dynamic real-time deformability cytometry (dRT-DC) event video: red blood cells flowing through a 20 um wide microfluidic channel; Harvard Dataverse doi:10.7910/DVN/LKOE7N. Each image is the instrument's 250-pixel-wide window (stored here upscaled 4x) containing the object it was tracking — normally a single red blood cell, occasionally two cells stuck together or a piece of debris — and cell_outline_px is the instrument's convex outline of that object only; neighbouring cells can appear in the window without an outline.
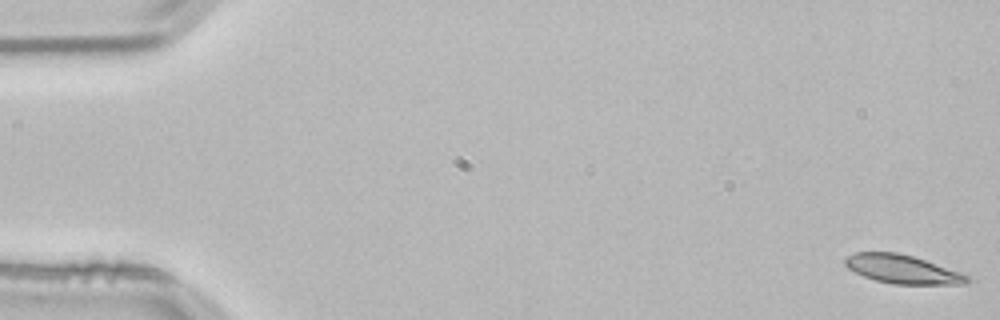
{"species": "common noctule bat (a hibernating species)", "species_latin": "Nyctalus noctula", "temperature_condition": "room temperature", "stored_images_in_passage": 54, "camera_frame_rate_fps": 3000, "um_per_image_px": 0.085, "animal": {"sex": "male", "body_mass_g": 21.5, "forearm_length_mm": 52.0}, "frame": {"image": 1, "passage_image": 1, "time_ms": 0.0, "image_size_px": [1000, 320], "cell_outline_px": [[972, 280], [964, 284], [892, 284], [876, 280], [864, 276], [848, 268], [844, 264], [844, 260], [848, 256], [856, 252], [896, 252], [912, 256], [972, 276]], "centroid_in_image_um": [76.73, 22.89], "position_along_channel_um": 8.3, "area_um2": 20.23}}
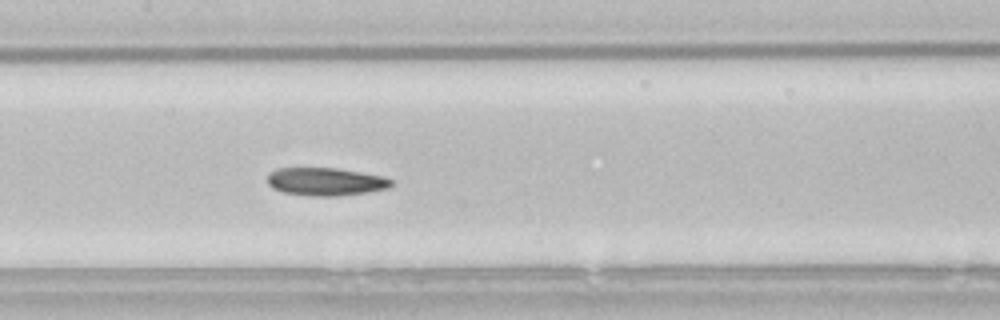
{"frame": {"image": 2, "passage_image": 26, "time_ms": 8.333, "image_size_px": [1000, 320], "cell_outline_px": [[392, 184], [388, 188], [368, 192], [336, 196], [308, 196], [284, 192], [272, 188], [268, 184], [268, 176], [276, 168], [336, 168], [384, 176], [392, 180]], "centroid_in_image_um": [27.68, 15.44], "position_along_channel_um": 179.7, "area_um2": 20.11}}
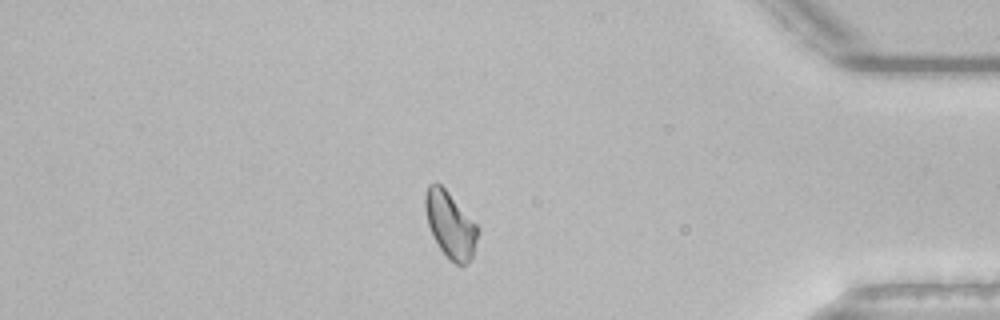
{"frame": {"image": 3, "passage_image": 46, "time_ms": 15.0, "image_size_px": [1000, 320], "cell_outline_px": [[480, 228], [472, 256], [468, 264], [460, 268], [440, 248], [432, 236], [428, 224], [424, 208], [424, 192], [428, 184], [440, 184], [448, 192]], "centroid_in_image_um": [38.26, 19.11], "position_along_channel_um": 396.9, "area_um2": 20.23}, "authors_computed_cell_mechanics": {"area_um2": 20.3167, "velocity_mm_per_s": 3.7776, "shape_relaxation_time_tau1_ms": 5.9521, "shape_relaxation_time_tau2_ms": null, "deformation_change_tau1": 0.1359, "deformation_change_tau2": null}}